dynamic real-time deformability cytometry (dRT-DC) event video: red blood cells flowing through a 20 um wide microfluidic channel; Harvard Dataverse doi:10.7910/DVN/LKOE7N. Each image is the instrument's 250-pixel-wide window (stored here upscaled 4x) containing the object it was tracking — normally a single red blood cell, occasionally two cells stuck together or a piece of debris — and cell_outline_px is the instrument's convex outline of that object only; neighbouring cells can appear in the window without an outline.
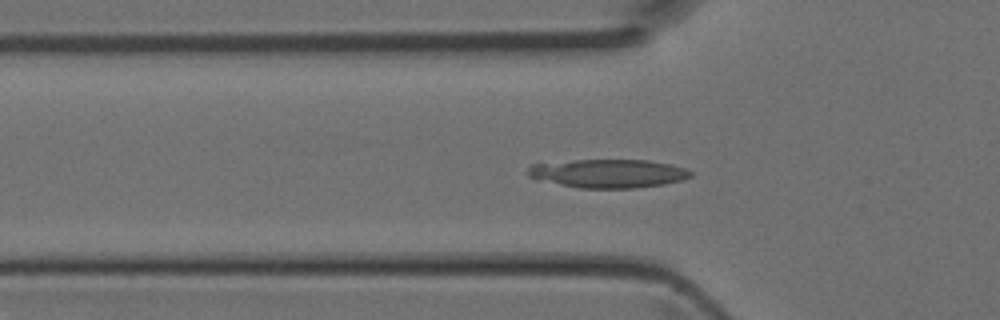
{"species": "Egyptian fruit bat (a non-hibernating species)", "species_latin": "Rousettus aegyptiacus", "temperature_condition": "room temperature", "stored_images_in_passage": 33, "camera_frame_rate_fps": 3000, "um_per_image_px": 0.085, "animal": {"sex": "female"}, "frame": {"image": 1, "passage_image": 2, "time_ms": 0.333, "image_size_px": [1000, 320], "cell_outline_px": [[692, 176], [684, 180], [664, 184], [636, 188], [580, 188], [560, 184], [528, 176], [528, 168], [532, 164], [576, 160], [648, 160], [668, 164], [684, 168], [692, 172]], "centroid_in_image_um": [51.75, 14.74], "position_along_channel_um": 74.1, "area_um2": 26.82}}
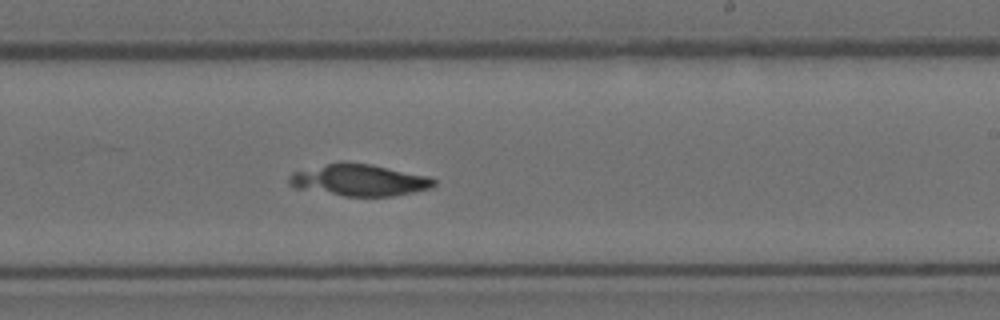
{"frame": {"image": 2, "passage_image": 14, "time_ms": 4.333, "image_size_px": [1000, 320], "cell_outline_px": [[436, 184], [432, 188], [392, 196], [344, 196], [292, 188], [288, 184], [288, 176], [292, 172], [340, 160], [344, 160], [372, 164], [432, 176], [436, 180]], "centroid_in_image_um": [30.52, 15.29], "position_along_channel_um": 258.5, "area_um2": 27.51}}
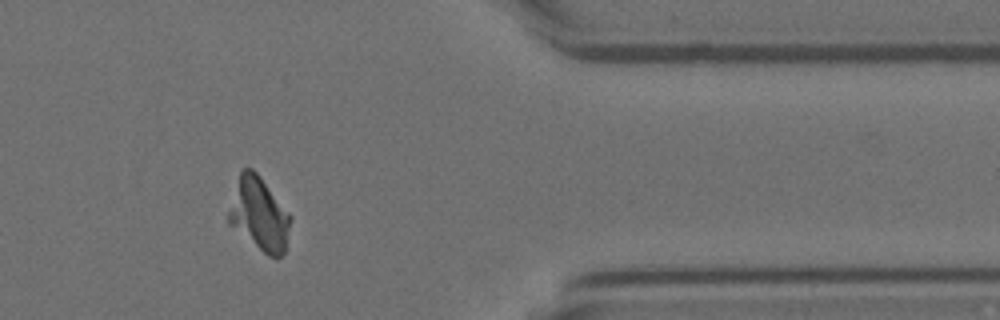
{"frame": {"image": 3, "passage_image": 24, "time_ms": 7.667, "image_size_px": [1000, 320], "cell_outline_px": [[292, 216], [284, 252], [276, 260], [268, 256], [228, 224], [228, 212], [240, 172], [244, 168], [252, 168], [260, 176]], "centroid_in_image_um": [22.04, 18.23], "position_along_channel_um": 389.4, "area_um2": 26.07}}